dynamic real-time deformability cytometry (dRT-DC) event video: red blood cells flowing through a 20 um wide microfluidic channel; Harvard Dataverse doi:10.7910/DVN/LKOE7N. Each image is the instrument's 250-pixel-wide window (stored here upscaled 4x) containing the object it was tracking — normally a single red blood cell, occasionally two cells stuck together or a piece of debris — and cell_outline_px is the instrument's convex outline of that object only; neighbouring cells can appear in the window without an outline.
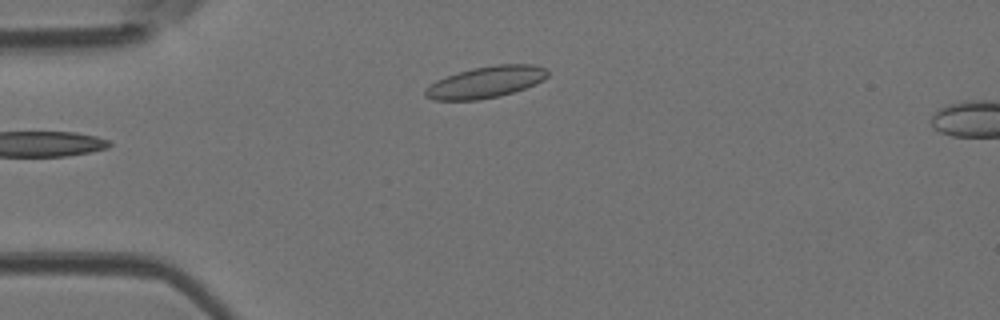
{"species": "Egyptian fruit bat (a non-hibernating species)", "species_latin": "Rousettus aegyptiacus", "temperature_condition": "room temperature", "stored_images_in_passage": 5, "camera_frame_rate_fps": 3000, "um_per_image_px": 0.085, "animal": {"sex": "female"}, "frame": {"image": 1, "passage_image": 5, "time_ms": 1.333, "image_size_px": [1000, 320], "cell_outline_px": [[548, 76], [544, 80], [536, 84], [500, 96], [480, 100], [432, 100], [424, 96], [424, 88], [428, 84], [436, 80], [472, 68], [496, 64], [532, 64], [548, 68]], "centroid_in_image_um": [41.29, 6.98], "position_along_channel_um": 43.7, "area_um2": 22.72}}